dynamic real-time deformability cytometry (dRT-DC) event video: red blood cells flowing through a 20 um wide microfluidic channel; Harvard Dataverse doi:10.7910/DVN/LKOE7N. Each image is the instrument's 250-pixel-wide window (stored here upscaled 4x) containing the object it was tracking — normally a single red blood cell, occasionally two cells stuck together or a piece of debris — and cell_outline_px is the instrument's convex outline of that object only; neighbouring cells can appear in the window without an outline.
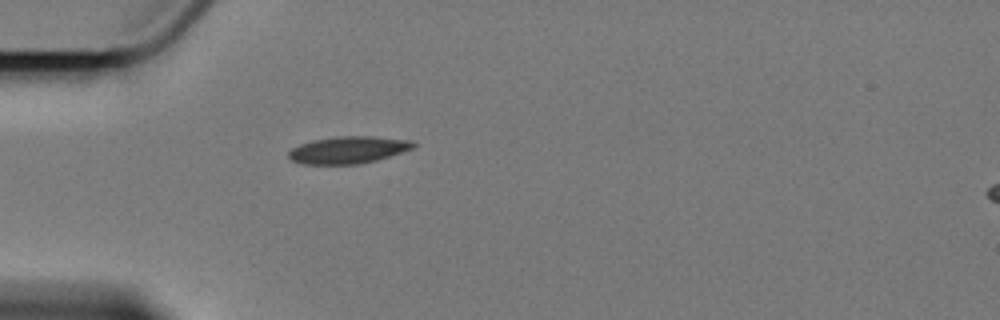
{"species": "Egyptian fruit bat (a non-hibernating species)", "species_latin": "Rousettus aegyptiacus", "temperature_condition": "cold", "stored_images_in_passage": 43, "camera_frame_rate_fps": 3000, "um_per_image_px": 0.085, "animal": {"sex": "female"}, "frame": {"image": 1, "passage_image": 1, "time_ms": 0.0, "image_size_px": [1000, 320], "cell_outline_px": [[416, 144], [412, 148], [376, 160], [360, 164], [304, 164], [292, 160], [288, 156], [288, 152], [292, 148], [300, 144], [312, 140], [336, 136], [372, 136], [412, 140]], "centroid_in_image_um": [29.58, 12.73], "position_along_channel_um": 55.4, "area_um2": 19.59}}
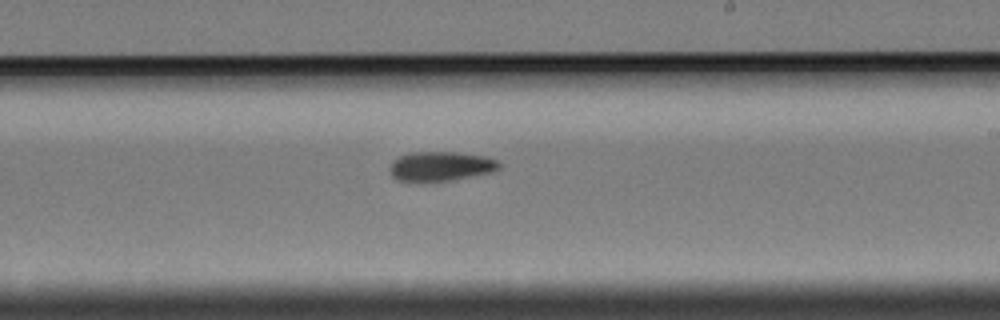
{"frame": {"image": 2, "passage_image": 19, "time_ms": 6.0, "image_size_px": [1000, 320], "cell_outline_px": [[504, 164], [496, 172], [452, 180], [424, 184], [396, 180], [392, 176], [388, 168], [392, 160], [408, 152], [456, 152], [488, 156]], "centroid_in_image_um": [37.46, 14.16], "position_along_channel_um": 251.5, "area_um2": 19.83}}
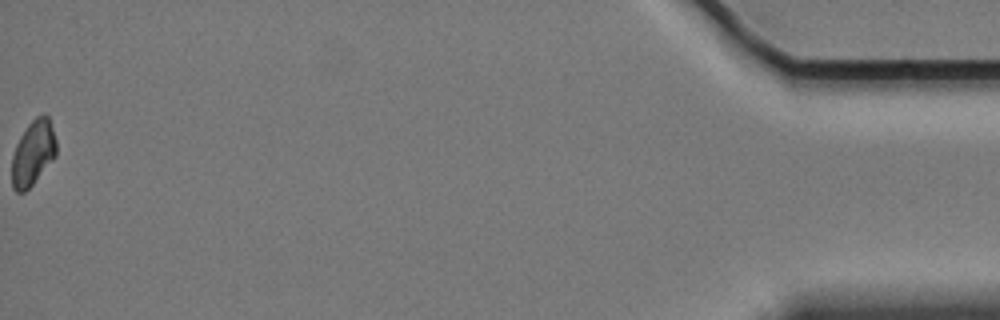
{"frame": {"image": 3, "passage_image": 43, "time_ms": 14.0, "image_size_px": [1000, 320], "cell_outline_px": [[56, 156], [32, 184], [24, 192], [16, 192], [12, 188], [12, 156], [16, 144], [20, 136], [28, 124], [36, 116], [44, 112], [48, 116], [56, 140]], "centroid_in_image_um": [2.8, 12.98], "position_along_channel_um": 432.4, "area_um2": 16.82}, "authors_computed_cell_mechanics": {"area_um2": 18.785, "velocity_mm_per_s": 3.3982, "shape_relaxation_time_tau1_ms": 3.9571, "shape_relaxation_time_tau2_ms": null, "deformation_change_tau1": 0.1133, "deformation_change_tau2": null}}